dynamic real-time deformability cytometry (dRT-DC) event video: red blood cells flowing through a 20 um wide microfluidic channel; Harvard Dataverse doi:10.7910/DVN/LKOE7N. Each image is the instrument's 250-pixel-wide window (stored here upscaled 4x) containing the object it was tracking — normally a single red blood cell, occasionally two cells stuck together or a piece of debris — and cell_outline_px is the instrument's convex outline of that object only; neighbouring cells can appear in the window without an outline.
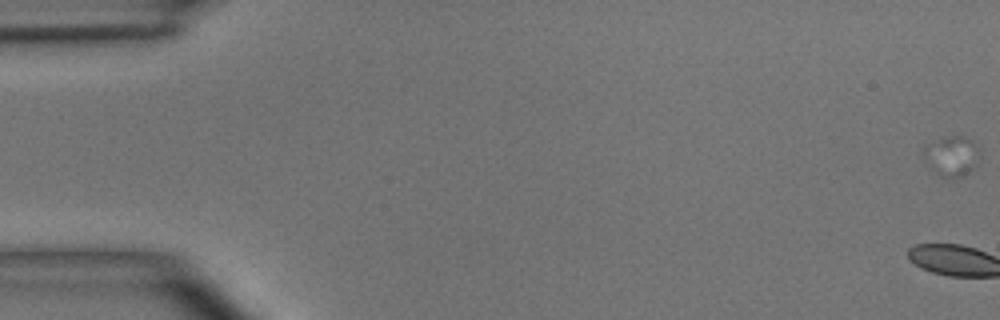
{"species": "common noctule bat (a hibernating species)", "species_latin": "Nyctalus noctula", "temperature_condition": "room temperature", "stored_images_in_passage": 6, "segment_of_instrument_passage": [1, 2], "camera_frame_rate_fps": 3000, "um_per_image_px": 0.085, "animal": {"sex": "male", "body_mass_g": 15.6}, "frame": {"image": 1, "passage_image": 1, "time_ms": 0.0, "image_size_px": [1000, 320], "cell_outline_px": [[980, 156], [976, 164], [964, 176], [952, 180], [948, 180], [932, 172], [924, 160], [924, 148], [928, 144], [940, 136], [964, 136], [976, 140], [980, 148]], "centroid_in_image_um": [80.91, 13.27], "position_along_channel_um": 4.1, "area_um2": 13.87}}
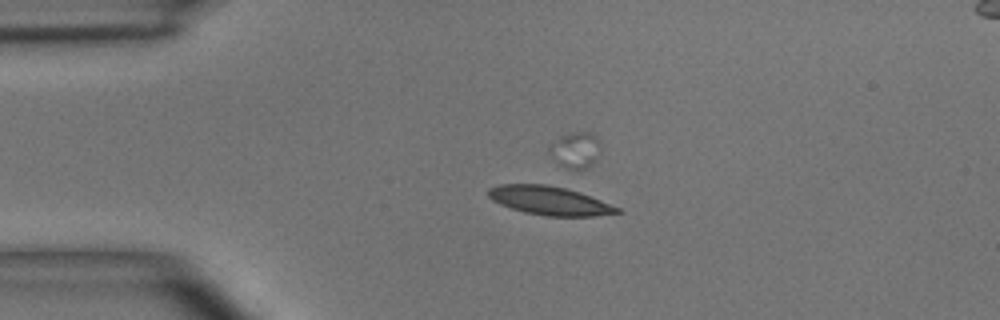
{"frame": {"image": 2, "passage_image": 4, "time_ms": 4.333, "image_size_px": [1000, 320], "cell_outline_px": [[624, 212], [596, 216], [548, 216], [524, 212], [500, 204], [492, 200], [488, 196], [488, 188], [500, 184], [544, 184], [564, 188], [580, 192], [620, 208]], "centroid_in_image_um": [46.71, 17.05], "position_along_channel_um": 38.3, "area_um2": 21.44}}